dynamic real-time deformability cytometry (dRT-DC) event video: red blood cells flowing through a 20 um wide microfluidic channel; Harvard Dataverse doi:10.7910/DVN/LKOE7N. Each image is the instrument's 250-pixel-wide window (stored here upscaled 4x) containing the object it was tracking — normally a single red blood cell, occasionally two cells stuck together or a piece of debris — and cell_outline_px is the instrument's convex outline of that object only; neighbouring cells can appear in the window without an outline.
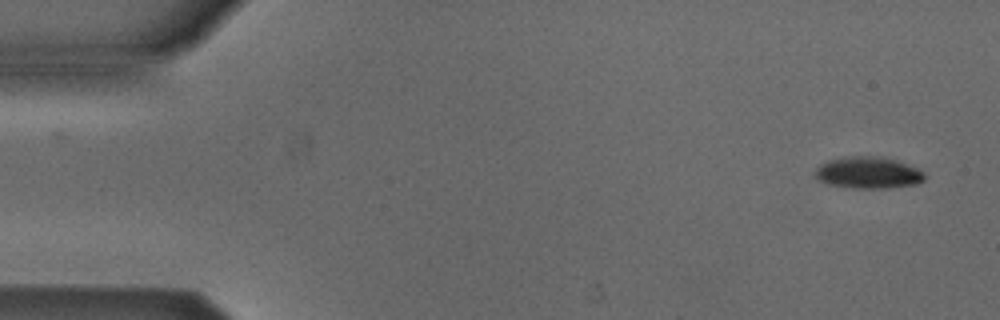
{"species": "Egyptian fruit bat (a non-hibernating species)", "species_latin": "Rousettus aegyptiacus", "temperature_condition": "cold", "stored_images_in_passage": 5, "segment_of_instrument_passage": [2, 2], "camera_frame_rate_fps": 3000, "um_per_image_px": 0.085, "animal": {"sex": "male"}, "frame": {"image": 1, "passage_image": 5, "time_ms": 1.333, "image_size_px": [1000, 320], "cell_outline_px": [[924, 180], [916, 184], [892, 188], [852, 188], [824, 184], [816, 176], [816, 168], [820, 164], [828, 160], [852, 156], [872, 156], [896, 160], [916, 168], [924, 172]], "centroid_in_image_um": [73.78, 14.69], "position_along_channel_um": 11.2, "area_um2": 20.11}}